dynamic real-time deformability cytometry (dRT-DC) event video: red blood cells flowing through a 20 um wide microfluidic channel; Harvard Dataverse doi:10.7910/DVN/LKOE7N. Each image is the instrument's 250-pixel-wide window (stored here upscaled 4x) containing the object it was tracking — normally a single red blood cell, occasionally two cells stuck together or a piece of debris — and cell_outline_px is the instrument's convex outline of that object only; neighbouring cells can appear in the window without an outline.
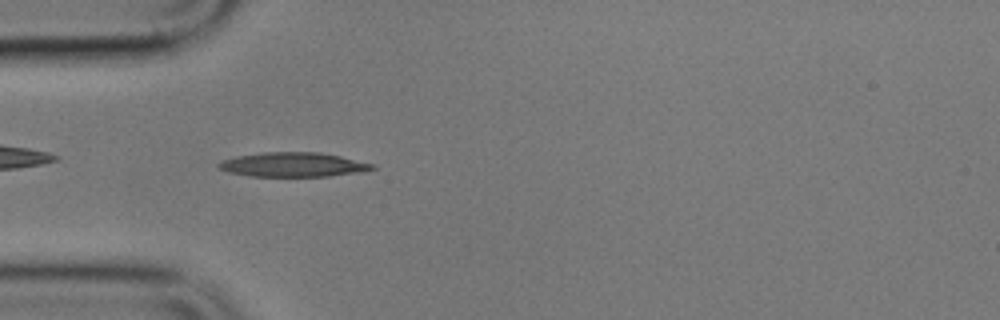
{"species": "common noctule bat (a hibernating species)", "species_latin": "Nyctalus noctula", "temperature_condition": "cold", "stored_images_in_passage": 5, "camera_frame_rate_fps": 3000, "um_per_image_px": 0.085, "animal": {"sex": "male", "body_mass_g": 17.9}, "frame": {"image": 1, "passage_image": 4, "time_ms": 3.667, "image_size_px": [1000, 320], "cell_outline_px": [[376, 168], [364, 172], [328, 176], [252, 176], [228, 172], [220, 168], [216, 164], [224, 160], [236, 156], [260, 152], [320, 152], [340, 156], [376, 164]], "centroid_in_image_um": [24.97, 13.99], "position_along_channel_um": 60.0, "area_um2": 21.91}}
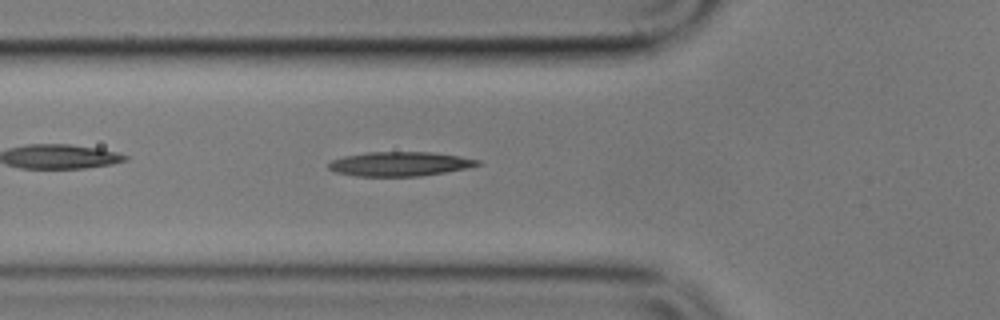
{"frame": {"image": 2, "passage_image": 5, "time_ms": 4.667, "image_size_px": [1000, 320], "cell_outline_px": [[480, 164], [468, 168], [420, 176], [356, 176], [336, 172], [328, 168], [328, 164], [332, 160], [344, 156], [368, 152], [432, 152], [480, 160]], "centroid_in_image_um": [33.96, 13.93], "position_along_channel_um": 91.8, "area_um2": 20.92}}